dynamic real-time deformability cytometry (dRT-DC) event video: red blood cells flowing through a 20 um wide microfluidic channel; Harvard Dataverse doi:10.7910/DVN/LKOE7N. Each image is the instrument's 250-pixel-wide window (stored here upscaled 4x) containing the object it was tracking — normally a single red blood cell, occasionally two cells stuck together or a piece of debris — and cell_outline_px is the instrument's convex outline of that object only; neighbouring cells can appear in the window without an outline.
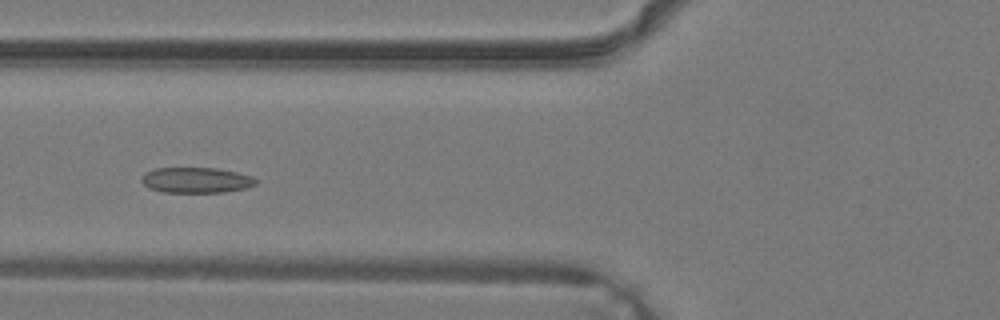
{"species": "common noctule bat (a hibernating species)", "species_latin": "Nyctalus noctula", "temperature_condition": "warm", "stored_images_in_passage": 26, "camera_frame_rate_fps": 3000, "um_per_image_px": 0.085, "animal": {"sex": "male", "body_mass_g": 19.2, "forearm_length_mm": 51.8}, "frame": {"image": 1, "passage_image": 3, "time_ms": 0.667, "image_size_px": [1000, 320], "cell_outline_px": [[256, 184], [244, 188], [224, 192], [160, 192], [148, 188], [140, 180], [144, 172], [156, 168], [216, 168], [236, 172], [252, 176], [256, 180]], "centroid_in_image_um": [16.62, 15.31], "position_along_channel_um": 109.2, "area_um2": 16.99}}
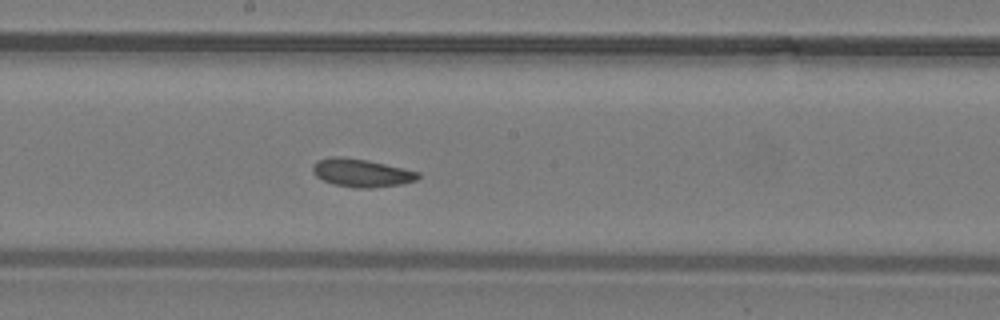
{"frame": {"image": 2, "passage_image": 9, "time_ms": 2.667, "image_size_px": [1000, 320], "cell_outline_px": [[420, 176], [416, 180], [400, 184], [372, 188], [356, 188], [336, 184], [324, 180], [316, 176], [312, 172], [312, 168], [316, 160], [332, 156], [340, 156], [368, 160], [420, 172]], "centroid_in_image_um": [30.71, 14.68], "position_along_channel_um": 217.5, "area_um2": 17.17}}
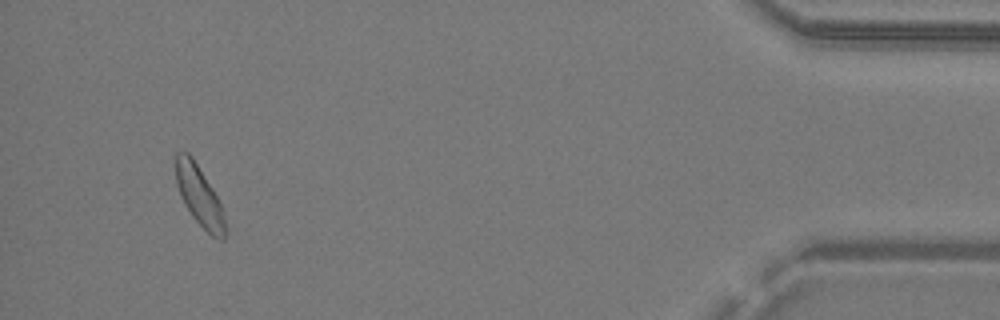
{"frame": {"image": 3, "passage_image": 24, "time_ms": 7.667, "image_size_px": [1000, 320], "cell_outline_px": [[228, 232], [224, 240], [220, 240], [212, 236], [192, 216], [184, 204], [180, 196], [176, 184], [172, 156], [176, 152], [188, 152], [192, 156], [212, 188], [224, 212], [228, 228]], "centroid_in_image_um": [16.92, 16.63], "position_along_channel_um": 418.3, "area_um2": 17.86}}